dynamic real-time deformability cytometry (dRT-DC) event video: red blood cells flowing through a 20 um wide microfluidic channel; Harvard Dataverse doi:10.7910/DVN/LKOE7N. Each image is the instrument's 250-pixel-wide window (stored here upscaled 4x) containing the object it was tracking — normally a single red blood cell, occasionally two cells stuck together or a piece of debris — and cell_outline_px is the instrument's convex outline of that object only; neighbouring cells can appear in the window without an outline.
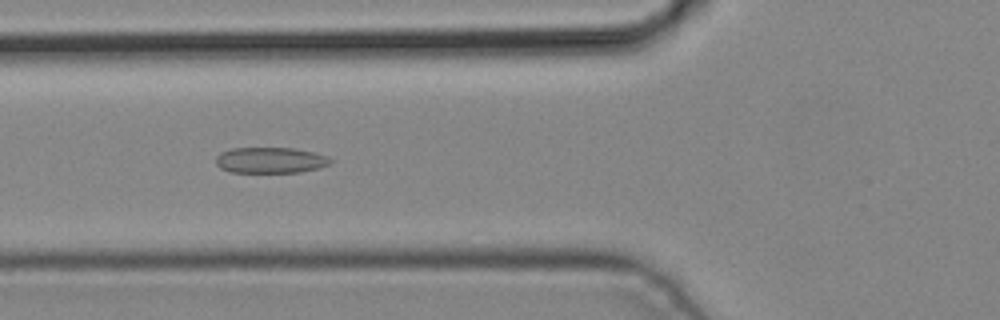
{"species": "common noctule bat (a hibernating species)", "species_latin": "Nyctalus noctula", "temperature_condition": "cold", "stored_images_in_passage": 4, "camera_frame_rate_fps": 3000, "um_per_image_px": 0.085, "animal": {"sex": "male", "body_mass_g": 19.2, "forearm_length_mm": 51.8}, "frame": {"image": 1, "passage_image": 4, "time_ms": 1.0, "image_size_px": [1000, 320], "cell_outline_px": [[336, 160], [320, 168], [300, 172], [232, 172], [220, 168], [216, 164], [216, 156], [220, 152], [232, 148], [296, 148], [328, 156]], "centroid_in_image_um": [23.01, 13.61], "position_along_channel_um": 102.8, "area_um2": 17.4}}